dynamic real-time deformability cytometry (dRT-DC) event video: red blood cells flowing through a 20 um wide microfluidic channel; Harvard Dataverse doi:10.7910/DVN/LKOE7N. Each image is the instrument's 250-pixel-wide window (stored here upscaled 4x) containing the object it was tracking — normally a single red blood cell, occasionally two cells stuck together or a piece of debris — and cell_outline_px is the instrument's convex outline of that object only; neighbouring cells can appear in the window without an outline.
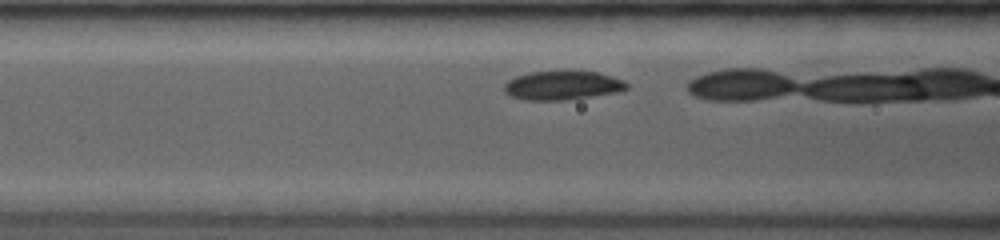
{"species": "common noctule bat (a hibernating species)", "species_latin": "Nyctalus noctula", "temperature_condition": "room temperature", "stored_images_in_passage": 23, "camera_frame_rate_fps": 3500, "um_per_image_px": 0.085, "animal": {"sex": "female", "body_mass_g": 19.0, "forearm_length_mm": 53.3}, "frame": {"image": 1, "passage_image": 4, "time_ms": 1.143, "image_size_px": [1000, 240], "cell_outline_px": [[628, 88], [616, 92], [564, 100], [524, 100], [512, 96], [504, 92], [504, 84], [508, 80], [516, 76], [528, 72], [568, 68], [600, 72], [624, 80], [628, 84]], "centroid_in_image_um": [47.8, 7.2], "position_along_channel_um": 118.8, "area_um2": 21.44}}
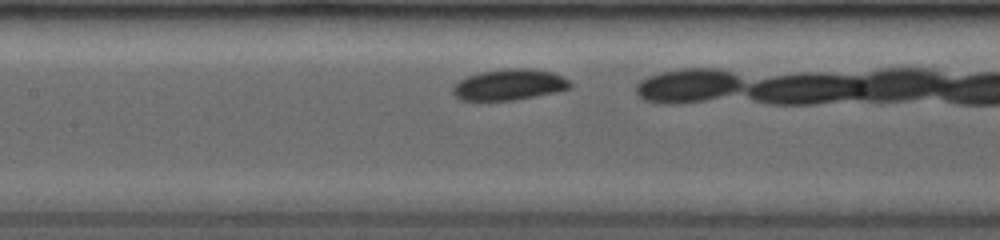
{"frame": {"image": 2, "passage_image": 7, "time_ms": 2.286, "image_size_px": [1000, 240], "cell_outline_px": [[572, 88], [556, 92], [516, 100], [460, 100], [452, 92], [452, 88], [460, 80], [468, 76], [480, 72], [504, 68], [532, 68], [556, 72], [568, 80], [572, 84]], "centroid_in_image_um": [43.34, 7.18], "position_along_channel_um": 164.1, "area_um2": 21.39}}